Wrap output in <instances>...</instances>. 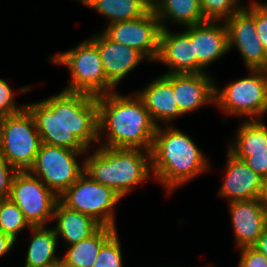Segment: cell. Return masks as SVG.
Wrapping results in <instances>:
<instances>
[{
	"label": "cell",
	"mask_w": 267,
	"mask_h": 267,
	"mask_svg": "<svg viewBox=\"0 0 267 267\" xmlns=\"http://www.w3.org/2000/svg\"><path fill=\"white\" fill-rule=\"evenodd\" d=\"M41 143L88 151L98 143L97 97L83 92L60 91L42 101L27 103Z\"/></svg>",
	"instance_id": "6da1fadb"
},
{
	"label": "cell",
	"mask_w": 267,
	"mask_h": 267,
	"mask_svg": "<svg viewBox=\"0 0 267 267\" xmlns=\"http://www.w3.org/2000/svg\"><path fill=\"white\" fill-rule=\"evenodd\" d=\"M130 94L113 91L97 96L98 146L151 152L158 126L138 94Z\"/></svg>",
	"instance_id": "7a4b0ae2"
},
{
	"label": "cell",
	"mask_w": 267,
	"mask_h": 267,
	"mask_svg": "<svg viewBox=\"0 0 267 267\" xmlns=\"http://www.w3.org/2000/svg\"><path fill=\"white\" fill-rule=\"evenodd\" d=\"M151 163L153 177L168 194L211 169L202 149L188 134L172 125L157 127Z\"/></svg>",
	"instance_id": "3957f363"
},
{
	"label": "cell",
	"mask_w": 267,
	"mask_h": 267,
	"mask_svg": "<svg viewBox=\"0 0 267 267\" xmlns=\"http://www.w3.org/2000/svg\"><path fill=\"white\" fill-rule=\"evenodd\" d=\"M84 156L85 173L124 198L138 185L153 178L151 152L142 149L97 146Z\"/></svg>",
	"instance_id": "277c9868"
},
{
	"label": "cell",
	"mask_w": 267,
	"mask_h": 267,
	"mask_svg": "<svg viewBox=\"0 0 267 267\" xmlns=\"http://www.w3.org/2000/svg\"><path fill=\"white\" fill-rule=\"evenodd\" d=\"M53 64L65 65L71 80L64 88L70 92H83L99 96L116 91L107 79L97 47L87 38L80 44L49 58Z\"/></svg>",
	"instance_id": "5b68a950"
},
{
	"label": "cell",
	"mask_w": 267,
	"mask_h": 267,
	"mask_svg": "<svg viewBox=\"0 0 267 267\" xmlns=\"http://www.w3.org/2000/svg\"><path fill=\"white\" fill-rule=\"evenodd\" d=\"M248 71L249 76L230 81L222 89L216 83L215 105L226 115L261 120L267 114V71Z\"/></svg>",
	"instance_id": "8992f818"
},
{
	"label": "cell",
	"mask_w": 267,
	"mask_h": 267,
	"mask_svg": "<svg viewBox=\"0 0 267 267\" xmlns=\"http://www.w3.org/2000/svg\"><path fill=\"white\" fill-rule=\"evenodd\" d=\"M40 145V134L26 107L19 113L0 118V150L17 171H29Z\"/></svg>",
	"instance_id": "52a82bcc"
},
{
	"label": "cell",
	"mask_w": 267,
	"mask_h": 267,
	"mask_svg": "<svg viewBox=\"0 0 267 267\" xmlns=\"http://www.w3.org/2000/svg\"><path fill=\"white\" fill-rule=\"evenodd\" d=\"M58 199L66 207L93 218L101 226L117 228L115 209L123 198L85 172Z\"/></svg>",
	"instance_id": "ba28073f"
},
{
	"label": "cell",
	"mask_w": 267,
	"mask_h": 267,
	"mask_svg": "<svg viewBox=\"0 0 267 267\" xmlns=\"http://www.w3.org/2000/svg\"><path fill=\"white\" fill-rule=\"evenodd\" d=\"M86 152L41 143L29 172L59 197L85 172L84 160L77 159Z\"/></svg>",
	"instance_id": "9c48e42d"
},
{
	"label": "cell",
	"mask_w": 267,
	"mask_h": 267,
	"mask_svg": "<svg viewBox=\"0 0 267 267\" xmlns=\"http://www.w3.org/2000/svg\"><path fill=\"white\" fill-rule=\"evenodd\" d=\"M11 199L31 226L53 221L58 196L29 171H18L12 181Z\"/></svg>",
	"instance_id": "30bf717a"
},
{
	"label": "cell",
	"mask_w": 267,
	"mask_h": 267,
	"mask_svg": "<svg viewBox=\"0 0 267 267\" xmlns=\"http://www.w3.org/2000/svg\"><path fill=\"white\" fill-rule=\"evenodd\" d=\"M161 25L153 9L138 19L114 22L103 32L113 41L141 52L150 62L159 54Z\"/></svg>",
	"instance_id": "8fae6325"
},
{
	"label": "cell",
	"mask_w": 267,
	"mask_h": 267,
	"mask_svg": "<svg viewBox=\"0 0 267 267\" xmlns=\"http://www.w3.org/2000/svg\"><path fill=\"white\" fill-rule=\"evenodd\" d=\"M224 23L228 33L229 52L237 47L247 70L267 71V53L255 27L254 1L243 6Z\"/></svg>",
	"instance_id": "7c38bea8"
},
{
	"label": "cell",
	"mask_w": 267,
	"mask_h": 267,
	"mask_svg": "<svg viewBox=\"0 0 267 267\" xmlns=\"http://www.w3.org/2000/svg\"><path fill=\"white\" fill-rule=\"evenodd\" d=\"M155 62L164 63L169 71L164 74H197V57L191 41V26L179 32L170 28L160 33L159 54Z\"/></svg>",
	"instance_id": "4fadbf2b"
},
{
	"label": "cell",
	"mask_w": 267,
	"mask_h": 267,
	"mask_svg": "<svg viewBox=\"0 0 267 267\" xmlns=\"http://www.w3.org/2000/svg\"><path fill=\"white\" fill-rule=\"evenodd\" d=\"M91 37L88 39L97 47L106 77L115 87L142 61L148 62L141 52L111 40L103 31Z\"/></svg>",
	"instance_id": "5bb4252c"
},
{
	"label": "cell",
	"mask_w": 267,
	"mask_h": 267,
	"mask_svg": "<svg viewBox=\"0 0 267 267\" xmlns=\"http://www.w3.org/2000/svg\"><path fill=\"white\" fill-rule=\"evenodd\" d=\"M191 41L194 55L197 57V73H205L206 67L229 52L224 21H205L192 25Z\"/></svg>",
	"instance_id": "9a60e30c"
},
{
	"label": "cell",
	"mask_w": 267,
	"mask_h": 267,
	"mask_svg": "<svg viewBox=\"0 0 267 267\" xmlns=\"http://www.w3.org/2000/svg\"><path fill=\"white\" fill-rule=\"evenodd\" d=\"M236 248L253 247L267 225V213L258 198L228 202Z\"/></svg>",
	"instance_id": "2e32d148"
},
{
	"label": "cell",
	"mask_w": 267,
	"mask_h": 267,
	"mask_svg": "<svg viewBox=\"0 0 267 267\" xmlns=\"http://www.w3.org/2000/svg\"><path fill=\"white\" fill-rule=\"evenodd\" d=\"M216 81L205 73L172 74L175 101L184 115L207 104L215 105Z\"/></svg>",
	"instance_id": "e0dca14e"
},
{
	"label": "cell",
	"mask_w": 267,
	"mask_h": 267,
	"mask_svg": "<svg viewBox=\"0 0 267 267\" xmlns=\"http://www.w3.org/2000/svg\"><path fill=\"white\" fill-rule=\"evenodd\" d=\"M225 176L218 195L231 201L257 199L263 177L250 169L242 159L227 150Z\"/></svg>",
	"instance_id": "ac0fdd59"
},
{
	"label": "cell",
	"mask_w": 267,
	"mask_h": 267,
	"mask_svg": "<svg viewBox=\"0 0 267 267\" xmlns=\"http://www.w3.org/2000/svg\"><path fill=\"white\" fill-rule=\"evenodd\" d=\"M151 81L136 93L157 126L170 125L176 118L183 116L175 101L172 74H162Z\"/></svg>",
	"instance_id": "d6986e66"
},
{
	"label": "cell",
	"mask_w": 267,
	"mask_h": 267,
	"mask_svg": "<svg viewBox=\"0 0 267 267\" xmlns=\"http://www.w3.org/2000/svg\"><path fill=\"white\" fill-rule=\"evenodd\" d=\"M54 220L55 234L58 238L60 236L66 246L88 238L101 227L93 218L66 207L59 200L54 208Z\"/></svg>",
	"instance_id": "ffe728a7"
},
{
	"label": "cell",
	"mask_w": 267,
	"mask_h": 267,
	"mask_svg": "<svg viewBox=\"0 0 267 267\" xmlns=\"http://www.w3.org/2000/svg\"><path fill=\"white\" fill-rule=\"evenodd\" d=\"M152 9L160 21L162 29L168 28L165 22L186 27L205 22L199 0H154Z\"/></svg>",
	"instance_id": "44dd1931"
},
{
	"label": "cell",
	"mask_w": 267,
	"mask_h": 267,
	"mask_svg": "<svg viewBox=\"0 0 267 267\" xmlns=\"http://www.w3.org/2000/svg\"><path fill=\"white\" fill-rule=\"evenodd\" d=\"M24 267H51L61 262L56 256L58 237L53 227L32 226Z\"/></svg>",
	"instance_id": "7402d4cb"
},
{
	"label": "cell",
	"mask_w": 267,
	"mask_h": 267,
	"mask_svg": "<svg viewBox=\"0 0 267 267\" xmlns=\"http://www.w3.org/2000/svg\"><path fill=\"white\" fill-rule=\"evenodd\" d=\"M117 231V228L101 226L88 238L67 248L61 263L66 267H93L102 245Z\"/></svg>",
	"instance_id": "603a6c76"
},
{
	"label": "cell",
	"mask_w": 267,
	"mask_h": 267,
	"mask_svg": "<svg viewBox=\"0 0 267 267\" xmlns=\"http://www.w3.org/2000/svg\"><path fill=\"white\" fill-rule=\"evenodd\" d=\"M228 150L236 157L267 153V126L262 120H243Z\"/></svg>",
	"instance_id": "cb8c5ba5"
},
{
	"label": "cell",
	"mask_w": 267,
	"mask_h": 267,
	"mask_svg": "<svg viewBox=\"0 0 267 267\" xmlns=\"http://www.w3.org/2000/svg\"><path fill=\"white\" fill-rule=\"evenodd\" d=\"M84 6L106 17L108 24L138 19L151 8L149 0H78Z\"/></svg>",
	"instance_id": "d4e9b609"
},
{
	"label": "cell",
	"mask_w": 267,
	"mask_h": 267,
	"mask_svg": "<svg viewBox=\"0 0 267 267\" xmlns=\"http://www.w3.org/2000/svg\"><path fill=\"white\" fill-rule=\"evenodd\" d=\"M32 226L23 212L9 198L0 199V230L17 242L19 233Z\"/></svg>",
	"instance_id": "484cf974"
},
{
	"label": "cell",
	"mask_w": 267,
	"mask_h": 267,
	"mask_svg": "<svg viewBox=\"0 0 267 267\" xmlns=\"http://www.w3.org/2000/svg\"><path fill=\"white\" fill-rule=\"evenodd\" d=\"M206 21H226L244 5L240 0H199Z\"/></svg>",
	"instance_id": "4316f807"
},
{
	"label": "cell",
	"mask_w": 267,
	"mask_h": 267,
	"mask_svg": "<svg viewBox=\"0 0 267 267\" xmlns=\"http://www.w3.org/2000/svg\"><path fill=\"white\" fill-rule=\"evenodd\" d=\"M116 231L101 247L93 267H124L121 241Z\"/></svg>",
	"instance_id": "83f0119b"
},
{
	"label": "cell",
	"mask_w": 267,
	"mask_h": 267,
	"mask_svg": "<svg viewBox=\"0 0 267 267\" xmlns=\"http://www.w3.org/2000/svg\"><path fill=\"white\" fill-rule=\"evenodd\" d=\"M15 92L6 80L0 78V118L19 113L26 107V104L18 105Z\"/></svg>",
	"instance_id": "f1b7e54d"
},
{
	"label": "cell",
	"mask_w": 267,
	"mask_h": 267,
	"mask_svg": "<svg viewBox=\"0 0 267 267\" xmlns=\"http://www.w3.org/2000/svg\"><path fill=\"white\" fill-rule=\"evenodd\" d=\"M17 172L4 158L0 150V199L10 197L12 181Z\"/></svg>",
	"instance_id": "f546056e"
},
{
	"label": "cell",
	"mask_w": 267,
	"mask_h": 267,
	"mask_svg": "<svg viewBox=\"0 0 267 267\" xmlns=\"http://www.w3.org/2000/svg\"><path fill=\"white\" fill-rule=\"evenodd\" d=\"M254 20L257 35L267 53V3L254 1Z\"/></svg>",
	"instance_id": "4dcf8cb0"
},
{
	"label": "cell",
	"mask_w": 267,
	"mask_h": 267,
	"mask_svg": "<svg viewBox=\"0 0 267 267\" xmlns=\"http://www.w3.org/2000/svg\"><path fill=\"white\" fill-rule=\"evenodd\" d=\"M240 250V260L237 267H267V257L254 247Z\"/></svg>",
	"instance_id": "1f68e13d"
},
{
	"label": "cell",
	"mask_w": 267,
	"mask_h": 267,
	"mask_svg": "<svg viewBox=\"0 0 267 267\" xmlns=\"http://www.w3.org/2000/svg\"><path fill=\"white\" fill-rule=\"evenodd\" d=\"M242 159L245 164L258 173L261 177H267V153L253 154L250 157H237Z\"/></svg>",
	"instance_id": "d6a6232c"
},
{
	"label": "cell",
	"mask_w": 267,
	"mask_h": 267,
	"mask_svg": "<svg viewBox=\"0 0 267 267\" xmlns=\"http://www.w3.org/2000/svg\"><path fill=\"white\" fill-rule=\"evenodd\" d=\"M16 245V241L0 230V258L11 252Z\"/></svg>",
	"instance_id": "836d02e7"
},
{
	"label": "cell",
	"mask_w": 267,
	"mask_h": 267,
	"mask_svg": "<svg viewBox=\"0 0 267 267\" xmlns=\"http://www.w3.org/2000/svg\"><path fill=\"white\" fill-rule=\"evenodd\" d=\"M253 247L267 257V225L263 231V234Z\"/></svg>",
	"instance_id": "e575fe53"
},
{
	"label": "cell",
	"mask_w": 267,
	"mask_h": 267,
	"mask_svg": "<svg viewBox=\"0 0 267 267\" xmlns=\"http://www.w3.org/2000/svg\"><path fill=\"white\" fill-rule=\"evenodd\" d=\"M258 200L267 213V177L263 178Z\"/></svg>",
	"instance_id": "d590c367"
},
{
	"label": "cell",
	"mask_w": 267,
	"mask_h": 267,
	"mask_svg": "<svg viewBox=\"0 0 267 267\" xmlns=\"http://www.w3.org/2000/svg\"><path fill=\"white\" fill-rule=\"evenodd\" d=\"M51 267H66V266H64L61 262H59Z\"/></svg>",
	"instance_id": "8d00e7d4"
}]
</instances>
